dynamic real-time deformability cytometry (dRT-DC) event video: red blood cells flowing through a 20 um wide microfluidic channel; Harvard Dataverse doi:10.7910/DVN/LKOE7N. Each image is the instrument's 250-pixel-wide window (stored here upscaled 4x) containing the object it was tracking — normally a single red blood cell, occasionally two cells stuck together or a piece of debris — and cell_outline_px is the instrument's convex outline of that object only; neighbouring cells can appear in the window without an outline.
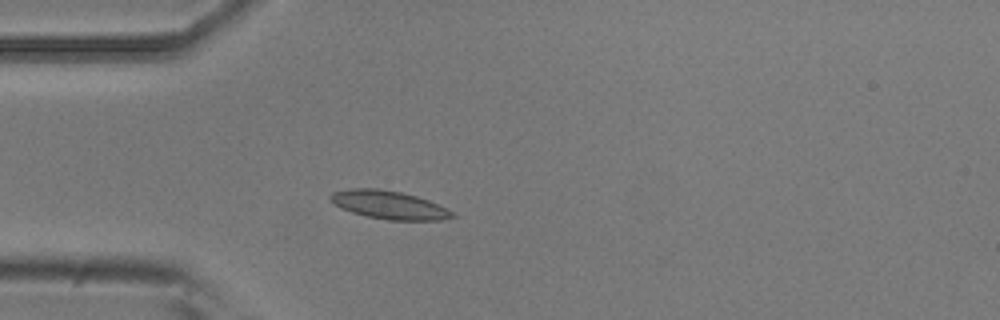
{"species": "common noctule bat (a hibernating species)", "species_latin": "Nyctalus noctula", "temperature_condition": "room temperature", "stored_images_in_passage": 4, "camera_frame_rate_fps": 3000, "um_per_image_px": 0.085, "animal": {"sex": "male", "body_mass_g": 20.5, "forearm_length_mm": 52.5}, "frame": {"image": 1, "passage_image": 4, "time_ms": 1.0, "image_size_px": [1000, 320], "cell_outline_px": [[456, 216], [444, 220], [388, 220], [368, 216], [352, 212], [340, 208], [328, 200], [328, 196], [332, 192], [348, 188], [376, 188], [400, 192], [416, 196], [428, 200], [452, 212]], "centroid_in_image_um": [33.0, 17.41], "position_along_channel_um": 52.0, "area_um2": 20.0}}